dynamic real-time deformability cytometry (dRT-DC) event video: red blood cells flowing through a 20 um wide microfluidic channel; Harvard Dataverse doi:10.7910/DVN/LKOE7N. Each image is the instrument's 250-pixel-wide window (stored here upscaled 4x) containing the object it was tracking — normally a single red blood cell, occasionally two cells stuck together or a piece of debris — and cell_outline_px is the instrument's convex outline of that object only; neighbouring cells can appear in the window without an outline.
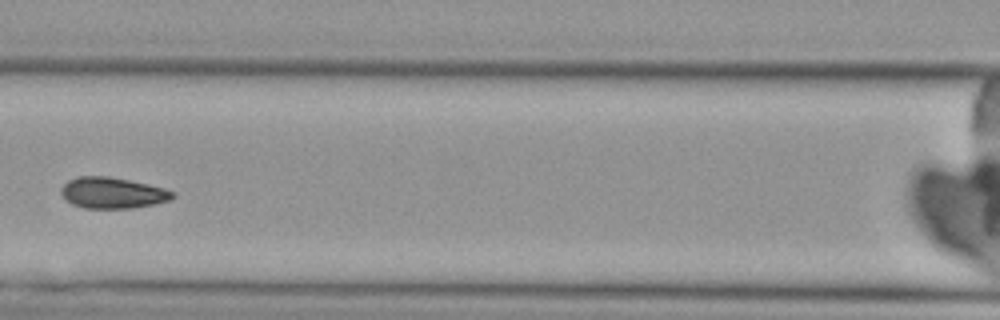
{"species": "Egyptian fruit bat (a non-hibernating species)", "species_latin": "Rousettus aegyptiacus", "temperature_condition": "cold", "stored_images_in_passage": 5, "camera_frame_rate_fps": 3000, "um_per_image_px": 0.085, "animal": {"sex": "female"}, "frame": {"image": 1, "passage_image": 3, "time_ms": 2.333, "image_size_px": [1000, 320], "cell_outline_px": [[176, 196], [168, 200], [152, 204], [132, 208], [84, 208], [72, 204], [60, 192], [60, 188], [68, 180], [76, 176], [108, 176], [128, 180], [164, 188], [172, 192]], "centroid_in_image_um": [9.52, 16.39], "position_along_channel_um": 157.1, "area_um2": 19.94}}
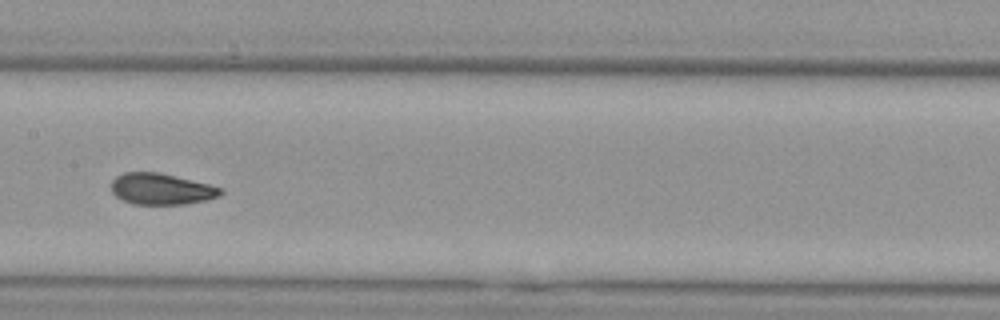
{"frame": {"image": 2, "passage_image": 4, "time_ms": 3.333, "image_size_px": [1000, 320], "cell_outline_px": [[224, 192], [220, 196], [204, 200], [184, 204], [132, 204], [116, 196], [112, 192], [112, 180], [116, 176], [124, 172], [160, 172], [208, 184], [220, 188]], "centroid_in_image_um": [13.69, 16.06], "position_along_channel_um": 193.7, "area_um2": 19.77}}
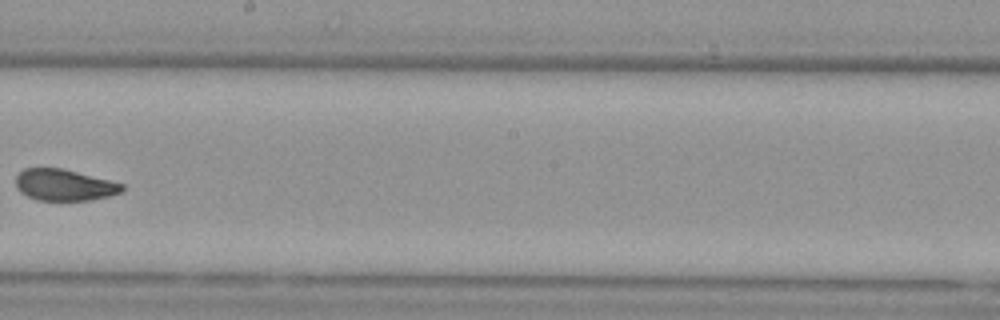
{"frame": {"image": 3, "passage_image": 5, "time_ms": 4.667, "image_size_px": [1000, 320], "cell_outline_px": [[124, 188], [120, 192], [108, 196], [88, 200], [36, 200], [20, 192], [16, 188], [16, 176], [24, 168], [64, 168], [124, 184]], "centroid_in_image_um": [5.43, 15.71], "position_along_channel_um": 242.8, "area_um2": 19.42}}